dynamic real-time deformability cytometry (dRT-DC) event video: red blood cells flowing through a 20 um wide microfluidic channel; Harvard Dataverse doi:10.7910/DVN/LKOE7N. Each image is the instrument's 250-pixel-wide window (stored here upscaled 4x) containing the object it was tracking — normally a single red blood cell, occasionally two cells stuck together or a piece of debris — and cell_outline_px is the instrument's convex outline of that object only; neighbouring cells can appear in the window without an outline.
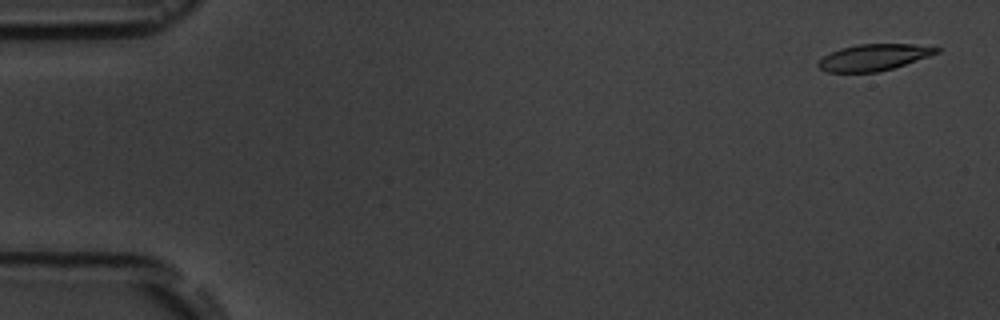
{"species": "common noctule bat (a hibernating species)", "species_latin": "Nyctalus noctula", "temperature_condition": "room temperature", "stored_images_in_passage": 5, "camera_frame_rate_fps": 3000, "um_per_image_px": 0.085, "animal": {"sex": "male", "body_mass_g": 19.5, "forearm_length_mm": 54.6}, "frame": {"image": 1, "passage_image": 1, "time_ms": 0.0, "image_size_px": [1000, 320], "cell_outline_px": [[940, 52], [892, 68], [876, 72], [828, 72], [820, 68], [816, 64], [824, 56], [840, 48], [856, 44], [912, 44], [940, 48]], "centroid_in_image_um": [74.24, 4.87], "position_along_channel_um": 10.8, "area_um2": 17.92}}
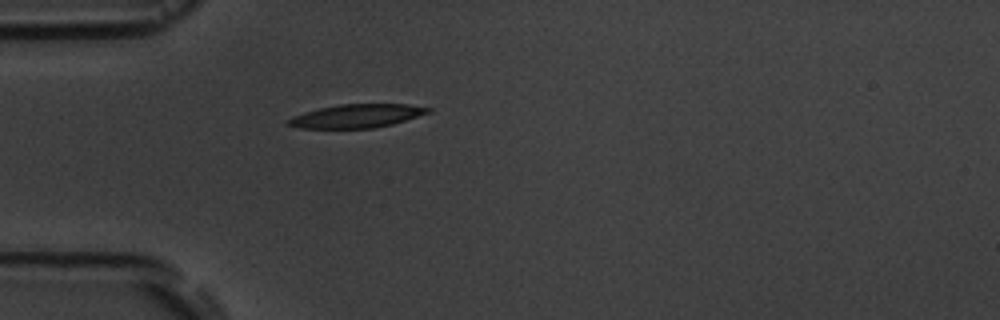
{"frame": {"image": 2, "passage_image": 5, "time_ms": 4.667, "image_size_px": [1000, 320], "cell_outline_px": [[432, 112], [392, 124], [372, 128], [300, 128], [288, 124], [288, 120], [304, 112], [320, 108], [340, 104], [408, 104], [432, 108]], "centroid_in_image_um": [30.39, 9.85], "position_along_channel_um": 54.6, "area_um2": 18.9}}